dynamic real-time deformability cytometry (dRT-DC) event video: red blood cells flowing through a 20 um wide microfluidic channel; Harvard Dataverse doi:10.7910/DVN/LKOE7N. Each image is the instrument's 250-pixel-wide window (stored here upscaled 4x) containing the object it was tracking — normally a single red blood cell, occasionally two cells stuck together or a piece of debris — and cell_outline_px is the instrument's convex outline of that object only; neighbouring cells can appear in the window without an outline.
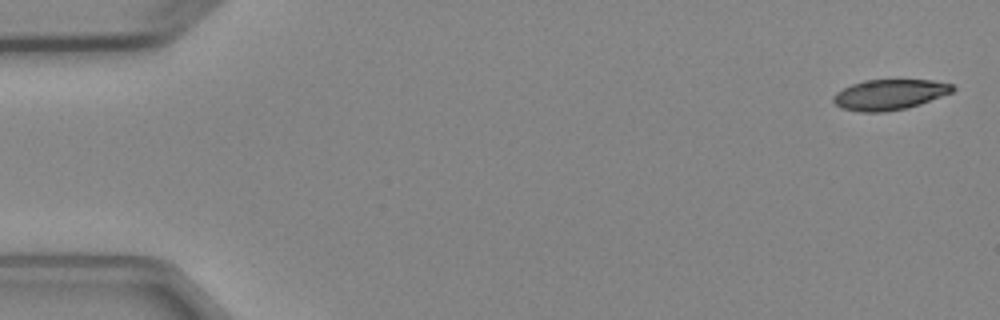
{"species": "Egyptian fruit bat (a non-hibernating species)", "species_latin": "Rousettus aegyptiacus", "temperature_condition": "cold", "stored_images_in_passage": 4, "camera_frame_rate_fps": 3000, "um_per_image_px": 0.085, "animal": {"sex": "female"}, "frame": {"image": 1, "passage_image": 1, "time_ms": 0.0, "image_size_px": [1000, 320], "cell_outline_px": [[956, 88], [952, 92], [920, 104], [908, 108], [884, 112], [860, 112], [840, 108], [832, 100], [832, 96], [836, 92], [852, 84], [864, 80], [932, 80], [952, 84]], "centroid_in_image_um": [75.59, 8.04], "position_along_channel_um": 9.4, "area_um2": 21.21}}
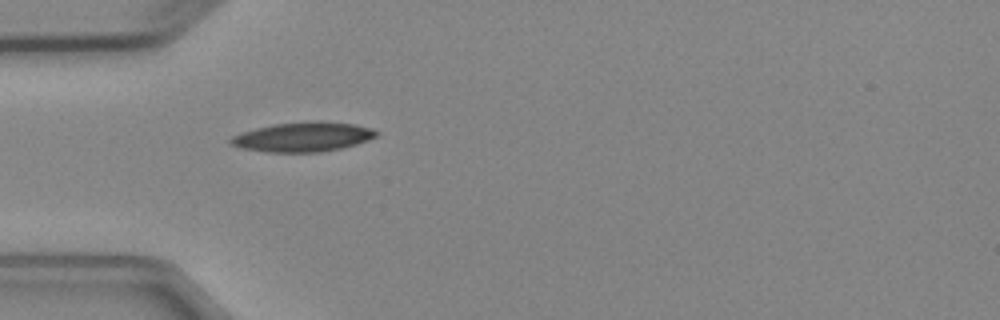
{"frame": {"image": 2, "passage_image": 4, "time_ms": 4.667, "image_size_px": [1000, 320], "cell_outline_px": [[380, 132], [376, 136], [368, 140], [356, 144], [340, 148], [320, 152], [264, 152], [244, 148], [232, 144], [228, 140], [232, 136], [256, 128], [272, 124], [312, 120], [320, 120], [356, 124], [372, 128]], "centroid_in_image_um": [25.8, 11.62], "position_along_channel_um": 59.2, "area_um2": 25.2}}